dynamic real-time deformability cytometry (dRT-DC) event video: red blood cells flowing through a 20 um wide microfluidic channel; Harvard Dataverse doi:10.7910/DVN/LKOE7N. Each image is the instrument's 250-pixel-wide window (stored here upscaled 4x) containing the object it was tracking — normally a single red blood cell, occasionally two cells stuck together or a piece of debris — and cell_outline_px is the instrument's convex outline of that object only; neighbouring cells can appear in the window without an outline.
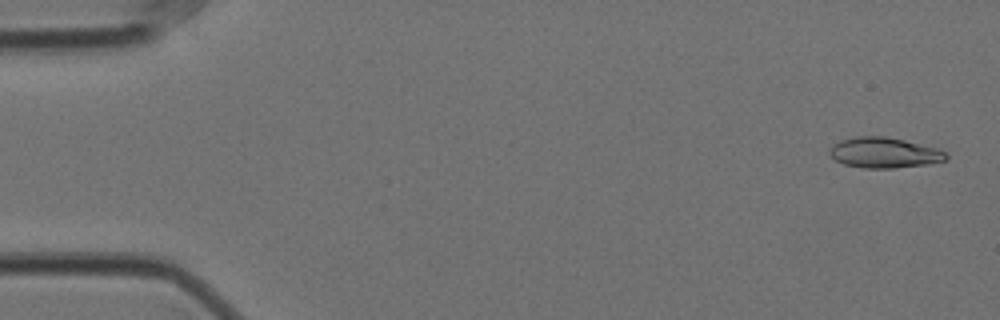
{"species": "Egyptian fruit bat (a non-hibernating species)", "species_latin": "Rousettus aegyptiacus", "temperature_condition": "cold", "stored_images_in_passage": 57, "camera_frame_rate_fps": 3000, "um_per_image_px": 0.085, "animal": {"sex": "female"}, "frame": {"image": 1, "passage_image": 2, "time_ms": 0.333, "image_size_px": [1000, 320], "cell_outline_px": [[948, 160], [924, 164], [892, 168], [864, 168], [844, 164], [828, 156], [828, 152], [832, 144], [840, 140], [860, 136], [884, 136], [904, 140], [940, 148], [948, 152]], "centroid_in_image_um": [75.16, 12.97], "position_along_channel_um": 9.8, "area_um2": 20.87}}
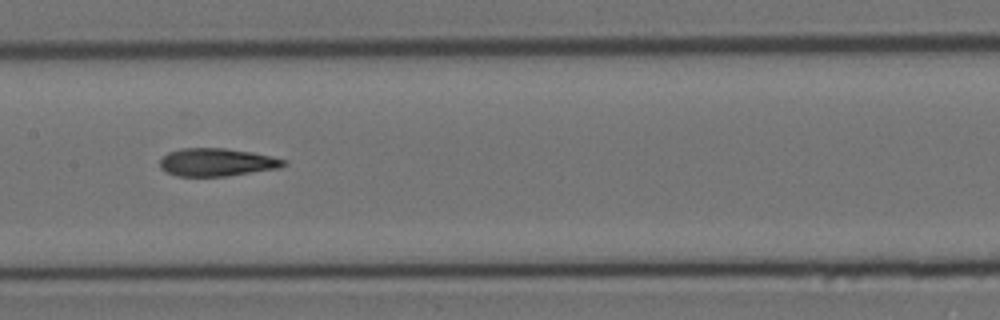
{"frame": {"image": 2, "passage_image": 28, "time_ms": 9.0, "image_size_px": [1000, 320], "cell_outline_px": [[288, 164], [280, 168], [228, 176], [176, 176], [160, 168], [160, 160], [168, 152], [180, 148], [224, 148], [252, 152], [272, 156], [288, 160]], "centroid_in_image_um": [18.47, 13.79], "position_along_channel_um": 188.9, "area_um2": 20.29}}
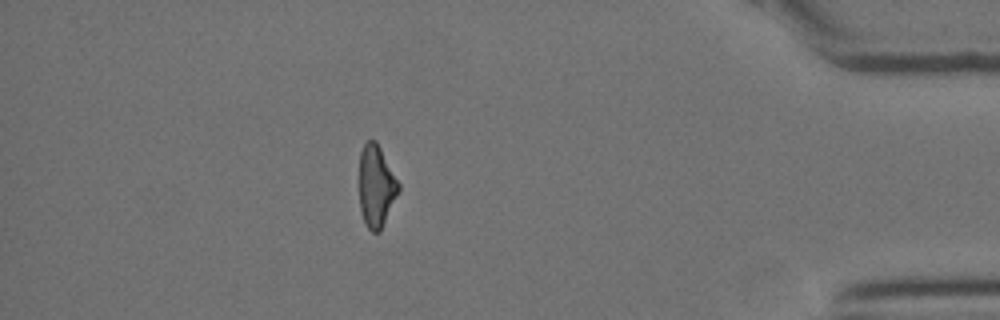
{"frame": {"image": 3, "passage_image": 50, "time_ms": 16.333, "image_size_px": [1000, 320], "cell_outline_px": [[400, 188], [380, 232], [372, 232], [364, 224], [360, 208], [360, 152], [364, 144], [368, 140], [376, 140], [400, 184]], "centroid_in_image_um": [31.97, 15.83], "position_along_channel_um": 403.2, "area_um2": 18.61}, "authors_computed_cell_mechanics": {"area_um2": 20.23, "velocity_mm_per_s": 3.5342, "shape_relaxation_time_tau1_ms": null, "shape_relaxation_time_tau2_ms": 2.5296, "deformation_change_tau1": null, "deformation_change_tau2": 0.1102}}